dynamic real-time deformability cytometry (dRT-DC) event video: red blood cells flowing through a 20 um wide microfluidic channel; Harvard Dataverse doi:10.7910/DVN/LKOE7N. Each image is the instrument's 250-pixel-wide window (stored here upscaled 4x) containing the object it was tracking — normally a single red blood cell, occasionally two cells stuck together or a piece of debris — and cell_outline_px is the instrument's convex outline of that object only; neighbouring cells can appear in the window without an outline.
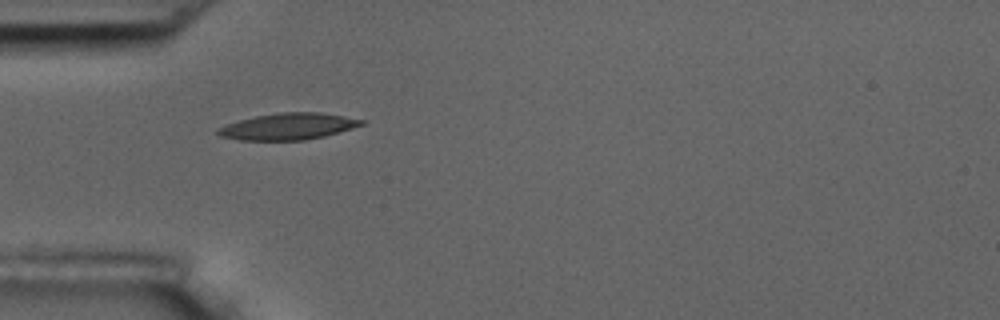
{"species": "common noctule bat (a hibernating species)", "species_latin": "Nyctalus noctula", "temperature_condition": "room temperature", "stored_images_in_passage": 2, "camera_frame_rate_fps": 3000, "um_per_image_px": 0.085, "animal": {"sex": "male", "body_mass_g": 17.5, "forearm_length_mm": 52.3}, "frame": {"image": 1, "passage_image": 1, "time_ms": 0.0, "image_size_px": [1000, 320], "cell_outline_px": [[364, 124], [352, 128], [324, 136], [304, 140], [240, 140], [220, 136], [216, 132], [216, 128], [240, 120], [256, 116], [280, 112], [320, 112], [344, 116], [364, 120]], "centroid_in_image_um": [24.48, 10.74], "position_along_channel_um": 60.5, "area_um2": 22.02}}